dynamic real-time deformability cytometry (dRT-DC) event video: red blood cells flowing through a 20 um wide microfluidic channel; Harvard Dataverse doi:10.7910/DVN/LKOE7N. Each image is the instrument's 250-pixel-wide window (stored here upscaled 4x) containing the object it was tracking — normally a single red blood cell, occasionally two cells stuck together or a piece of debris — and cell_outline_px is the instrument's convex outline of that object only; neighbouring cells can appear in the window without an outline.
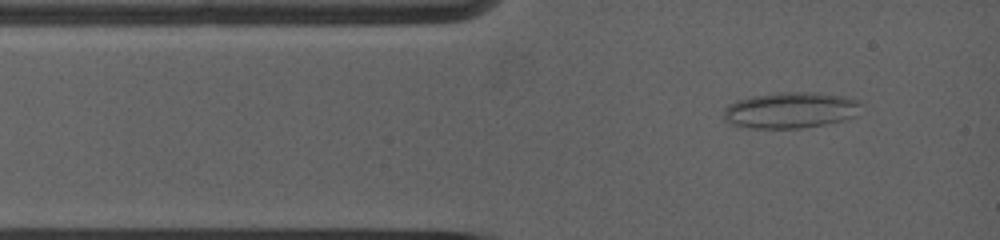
{"species": "common noctule bat (a hibernating species)", "species_latin": "Nyctalus noctula", "temperature_condition": "warm", "stored_images_in_passage": 10, "camera_frame_rate_fps": 5000, "um_per_image_px": 0.085, "animal": {"sex": "female", "body_mass_g": 19.0, "forearm_length_mm": 53.3}, "frame": {"image": 1, "passage_image": 2, "time_ms": 0.8, "image_size_px": [1000, 240], "cell_outline_px": [[860, 104], [856, 116], [844, 120], [824, 124], [800, 128], [748, 128], [732, 124], [724, 120], [724, 108], [728, 104], [736, 100], [752, 96], [776, 92], [816, 92], [844, 96], [860, 100]], "centroid_in_image_um": [67.18, 9.35], "position_along_channel_um": 17.8, "area_um2": 29.07}}
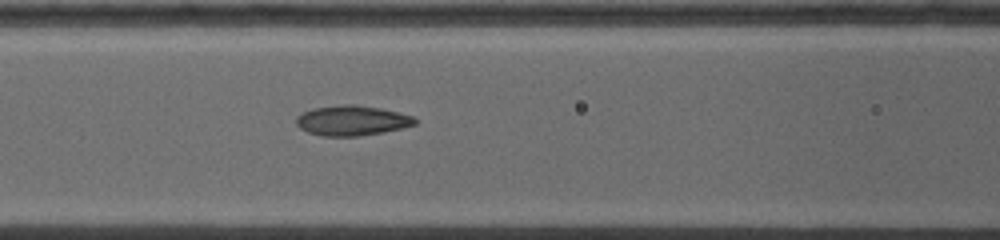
{"frame": {"image": 2, "passage_image": 7, "time_ms": 4.4, "image_size_px": [1000, 240], "cell_outline_px": [[416, 124], [384, 132], [360, 136], [324, 136], [308, 132], [300, 128], [296, 124], [296, 116], [312, 108], [344, 104], [356, 104], [380, 108], [400, 112], [412, 116], [416, 120]], "centroid_in_image_um": [29.91, 10.24], "position_along_channel_um": 136.7, "area_um2": 20.81}}
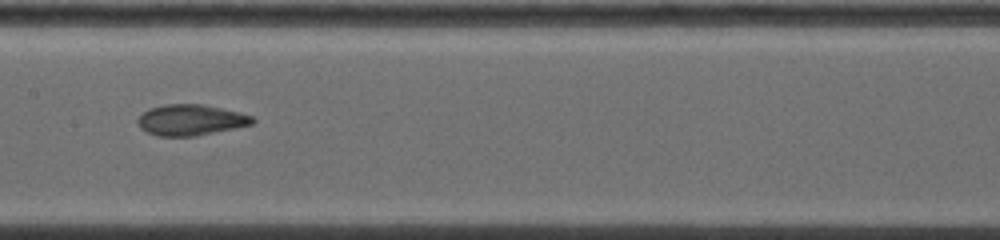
{"frame": {"image": 3, "passage_image": 9, "time_ms": 5.8, "image_size_px": [1000, 240], "cell_outline_px": [[256, 120], [252, 124], [196, 136], [160, 136], [148, 132], [140, 128], [136, 120], [148, 108], [164, 104], [204, 104], [240, 112], [252, 116]], "centroid_in_image_um": [16.2, 10.18], "position_along_channel_um": 191.2, "area_um2": 20.63}}